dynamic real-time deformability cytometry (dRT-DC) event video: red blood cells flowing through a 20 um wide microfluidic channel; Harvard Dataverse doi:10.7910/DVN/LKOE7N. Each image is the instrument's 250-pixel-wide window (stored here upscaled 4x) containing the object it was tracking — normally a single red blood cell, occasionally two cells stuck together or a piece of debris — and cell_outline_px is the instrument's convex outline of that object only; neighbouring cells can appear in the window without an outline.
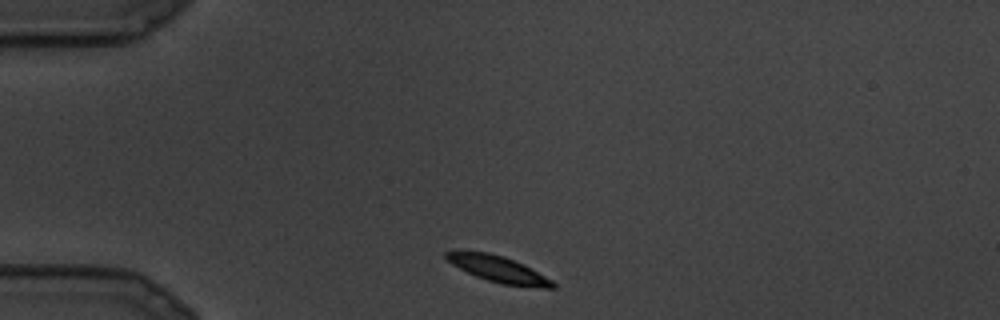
{"species": "common noctule bat (a hibernating species)", "species_latin": "Nyctalus noctula", "temperature_condition": "cold", "stored_images_in_passage": 13, "camera_frame_rate_fps": 3000, "um_per_image_px": 0.085, "animal": {"sex": "male", "body_mass_g": 19.5, "forearm_length_mm": 54.6}, "frame": {"image": 1, "passage_image": 1, "time_ms": 0.0, "image_size_px": [1000, 320], "cell_outline_px": [[556, 288], [544, 288], [504, 284], [488, 280], [476, 276], [452, 264], [444, 256], [444, 252], [456, 248], [488, 252], [504, 256], [524, 264], [552, 280], [556, 284]], "centroid_in_image_um": [42.3, 22.83], "position_along_channel_um": 42.7, "area_um2": 16.59}}
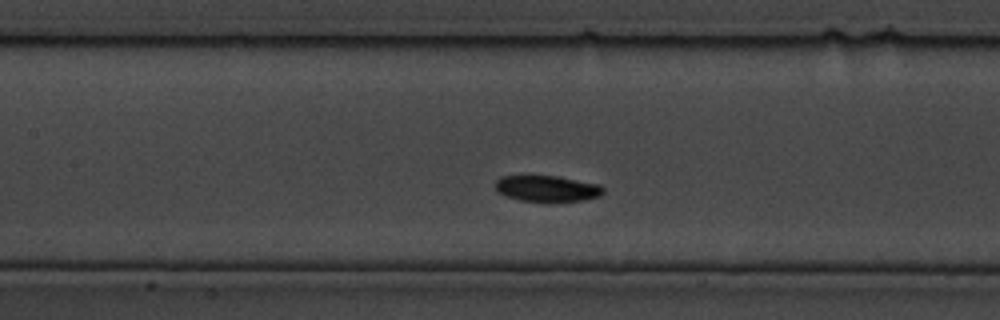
{"frame": {"image": 2, "passage_image": 7, "time_ms": 2.0, "image_size_px": [1000, 320], "cell_outline_px": [[604, 192], [600, 196], [584, 200], [520, 200], [508, 196], [500, 192], [496, 188], [496, 180], [500, 176], [528, 172], [556, 176], [600, 184], [604, 188]], "centroid_in_image_um": [46.46, 15.94], "position_along_channel_um": 160.9, "area_um2": 16.7}}
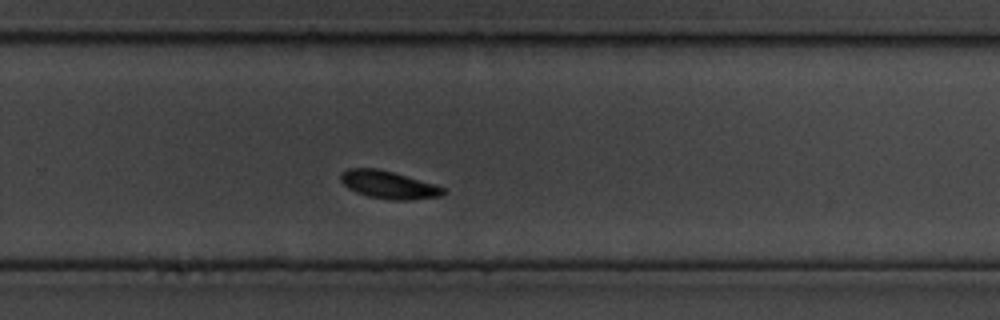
{"frame": {"image": 3, "passage_image": 13, "time_ms": 4.0, "image_size_px": [1000, 320], "cell_outline_px": [[448, 192], [440, 196], [408, 200], [388, 200], [368, 196], [356, 192], [348, 188], [340, 180], [340, 172], [348, 168], [376, 168], [392, 172], [436, 184], [444, 188]], "centroid_in_image_um": [33.02, 15.71], "position_along_channel_um": 296.8, "area_um2": 16.65}}